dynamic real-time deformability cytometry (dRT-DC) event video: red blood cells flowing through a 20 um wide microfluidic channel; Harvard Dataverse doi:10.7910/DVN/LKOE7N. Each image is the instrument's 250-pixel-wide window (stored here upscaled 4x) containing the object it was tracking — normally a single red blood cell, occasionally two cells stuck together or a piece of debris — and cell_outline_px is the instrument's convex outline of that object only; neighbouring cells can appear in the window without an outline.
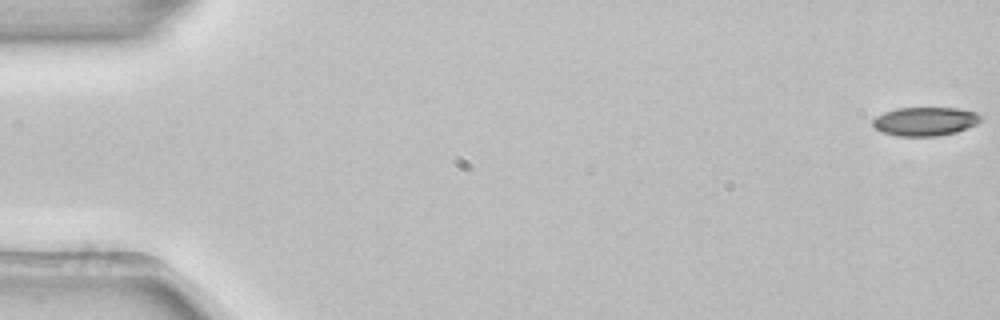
{"species": "common noctule bat (a hibernating species)", "species_latin": "Nyctalus noctula", "temperature_condition": "room temperature", "stored_images_in_passage": 54, "camera_frame_rate_fps": 3000, "um_per_image_px": 0.085, "animal": {"sex": "female", "body_mass_g": 22.7, "forearm_length_mm": 54.2}, "frame": {"image": 1, "passage_image": 1, "time_ms": 0.0, "image_size_px": [1000, 320], "cell_outline_px": [[980, 120], [976, 124], [956, 132], [936, 136], [900, 136], [880, 132], [872, 124], [872, 120], [876, 116], [884, 112], [896, 108], [956, 108], [976, 112], [980, 116]], "centroid_in_image_um": [78.59, 10.31], "position_along_channel_um": 6.4, "area_um2": 17.98}}
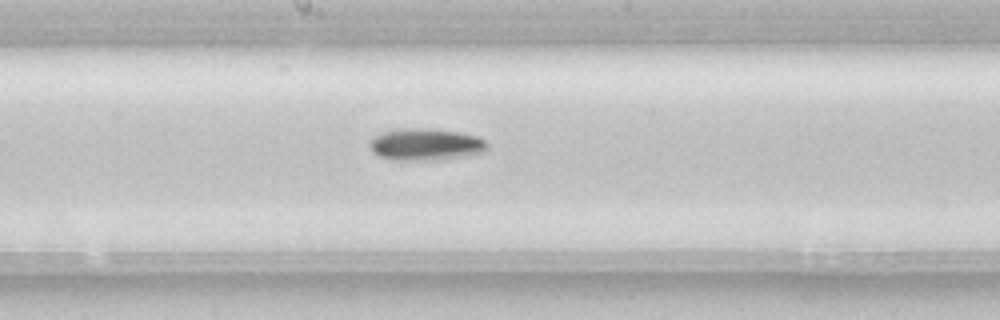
{"frame": {"image": 2, "passage_image": 29, "time_ms": 9.333, "image_size_px": [1000, 320], "cell_outline_px": [[488, 148], [484, 152], [440, 160], [404, 160], [380, 156], [372, 152], [368, 144], [376, 136], [384, 132], [404, 128], [428, 128], [460, 132], [476, 136], [484, 140], [488, 144]], "centroid_in_image_um": [36.21, 12.27], "position_along_channel_um": 212.0, "area_um2": 21.68}}
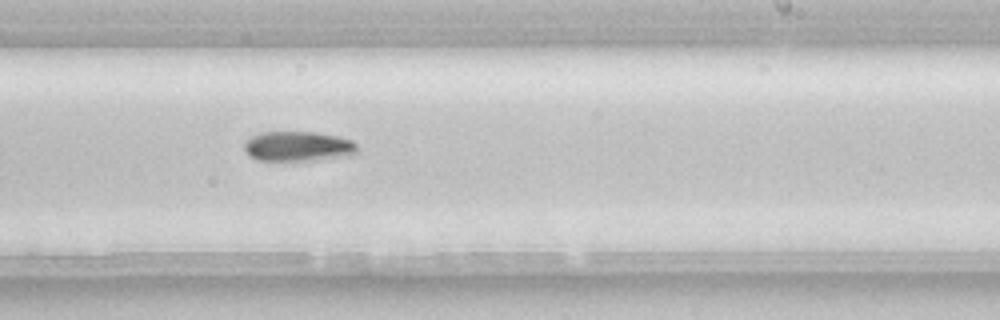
{"frame": {"image": 3, "passage_image": 33, "time_ms": 10.667, "image_size_px": [1000, 320], "cell_outline_px": [[356, 152], [348, 156], [316, 160], [256, 160], [248, 156], [244, 152], [244, 144], [252, 136], [260, 132], [316, 132], [340, 136], [352, 140], [356, 144]], "centroid_in_image_um": [25.32, 12.43], "position_along_channel_um": 263.7, "area_um2": 19.83}, "authors_computed_cell_mechanics": {"area_um2": 19.4786, "velocity_mm_per_s": 3.9125, "shape_relaxation_time_tau1_ms": 3.4694, "shape_relaxation_time_tau2_ms": null, "deformation_change_tau1": 0.077, "deformation_change_tau2": null}}